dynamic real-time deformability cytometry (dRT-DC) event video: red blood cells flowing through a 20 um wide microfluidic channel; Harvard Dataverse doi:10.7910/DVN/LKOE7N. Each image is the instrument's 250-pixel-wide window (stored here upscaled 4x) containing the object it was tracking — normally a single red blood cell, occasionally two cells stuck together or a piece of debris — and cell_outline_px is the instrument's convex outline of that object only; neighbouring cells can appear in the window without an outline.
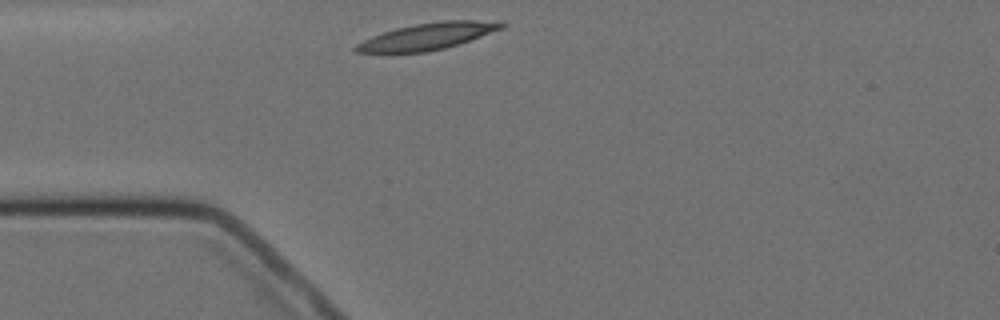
{"species": "Egyptian fruit bat (a non-hibernating species)", "species_latin": "Rousettus aegyptiacus", "temperature_condition": "cold", "stored_images_in_passage": 2, "camera_frame_rate_fps": 3000, "um_per_image_px": 0.085, "animal": {"sex": "female"}, "frame": {"image": 1, "passage_image": 1, "time_ms": 0.0, "image_size_px": [1000, 320], "cell_outline_px": [[508, 24], [504, 28], [460, 44], [444, 48], [424, 52], [356, 52], [352, 48], [356, 44], [372, 36], [396, 28], [416, 24], [440, 20], [504, 20]], "centroid_in_image_um": [36.46, 3.06], "position_along_channel_um": 48.5, "area_um2": 22.77}}